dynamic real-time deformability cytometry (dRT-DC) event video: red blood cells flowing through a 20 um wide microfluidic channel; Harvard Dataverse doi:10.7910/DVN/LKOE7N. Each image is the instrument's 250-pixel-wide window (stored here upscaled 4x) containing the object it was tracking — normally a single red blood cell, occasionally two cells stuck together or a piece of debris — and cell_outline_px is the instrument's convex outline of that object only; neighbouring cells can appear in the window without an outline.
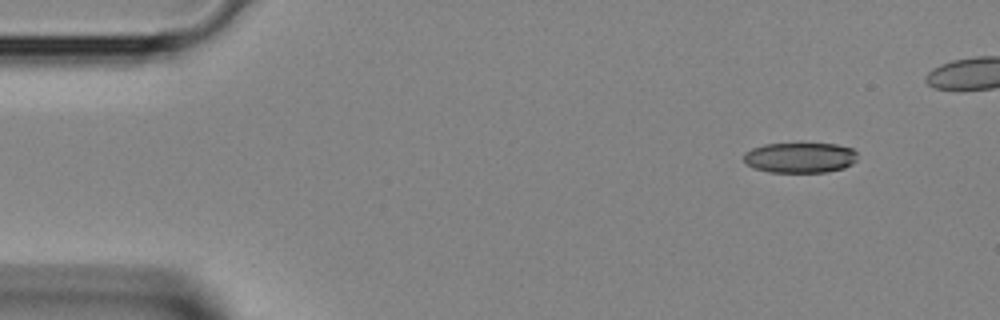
{"species": "Egyptian fruit bat (a non-hibernating species)", "species_latin": "Rousettus aegyptiacus", "temperature_condition": "room temperature", "stored_images_in_passage": 4, "camera_frame_rate_fps": 3000, "um_per_image_px": 0.085, "animal": {"sex": "female"}, "frame": {"image": 1, "passage_image": 1, "time_ms": 0.0, "image_size_px": [1000, 320], "cell_outline_px": [[856, 160], [852, 164], [844, 168], [824, 172], [768, 172], [752, 168], [744, 160], [744, 152], [752, 148], [764, 144], [836, 144], [852, 148], [856, 152]], "centroid_in_image_um": [67.99, 13.4], "position_along_channel_um": 17.0, "area_um2": 20.11}}
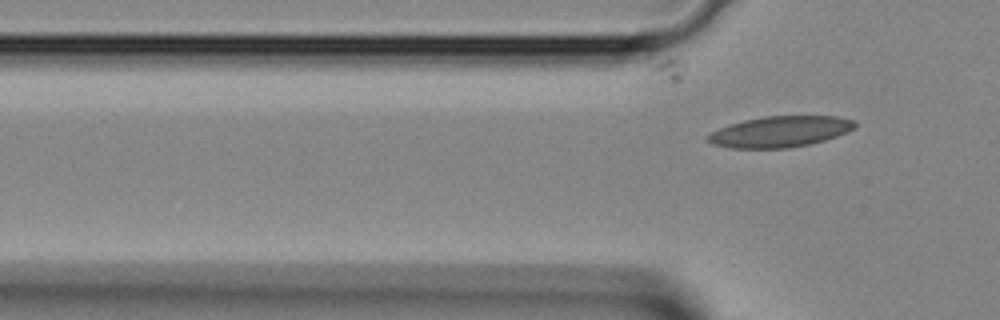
{"frame": {"image": 2, "passage_image": 4, "time_ms": 1.0, "image_size_px": [1000, 320], "cell_outline_px": [[856, 128], [848, 132], [824, 140], [808, 144], [788, 148], [728, 148], [712, 144], [704, 140], [704, 136], [728, 124], [744, 120], [764, 116], [840, 116], [856, 120]], "centroid_in_image_um": [66.29, 11.18], "position_along_channel_um": 59.5, "area_um2": 26.82}}